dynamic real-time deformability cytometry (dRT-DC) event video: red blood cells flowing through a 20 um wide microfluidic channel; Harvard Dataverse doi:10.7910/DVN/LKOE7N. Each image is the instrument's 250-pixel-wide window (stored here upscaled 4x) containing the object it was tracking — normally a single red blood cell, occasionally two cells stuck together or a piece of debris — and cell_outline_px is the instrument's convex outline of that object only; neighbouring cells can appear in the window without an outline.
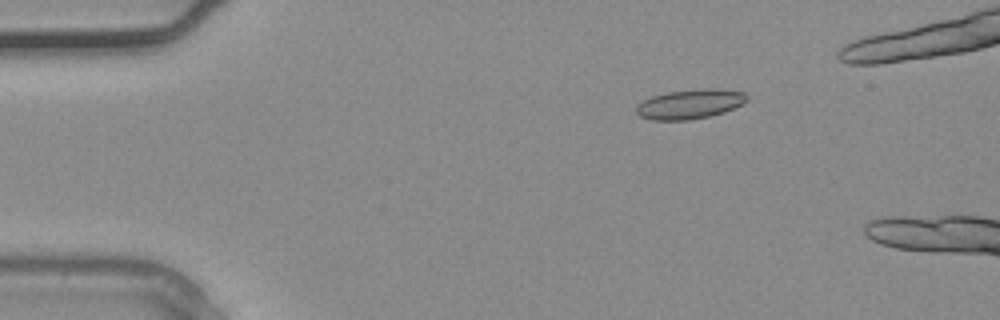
{"species": "common noctule bat (a hibernating species)", "species_latin": "Nyctalus noctula", "temperature_condition": "warm", "stored_images_in_passage": 4, "camera_frame_rate_fps": 3000, "um_per_image_px": 0.085, "animal": {"sex": "male", "body_mass_g": 20.4}, "frame": {"image": 1, "passage_image": 2, "time_ms": 0.333, "image_size_px": [1000, 320], "cell_outline_px": [[748, 100], [744, 104], [724, 112], [708, 116], [688, 120], [652, 120], [640, 116], [636, 112], [636, 108], [644, 100], [652, 96], [668, 92], [704, 88], [712, 88], [744, 92], [748, 96]], "centroid_in_image_um": [58.68, 8.84], "position_along_channel_um": 26.3, "area_um2": 18.96}}